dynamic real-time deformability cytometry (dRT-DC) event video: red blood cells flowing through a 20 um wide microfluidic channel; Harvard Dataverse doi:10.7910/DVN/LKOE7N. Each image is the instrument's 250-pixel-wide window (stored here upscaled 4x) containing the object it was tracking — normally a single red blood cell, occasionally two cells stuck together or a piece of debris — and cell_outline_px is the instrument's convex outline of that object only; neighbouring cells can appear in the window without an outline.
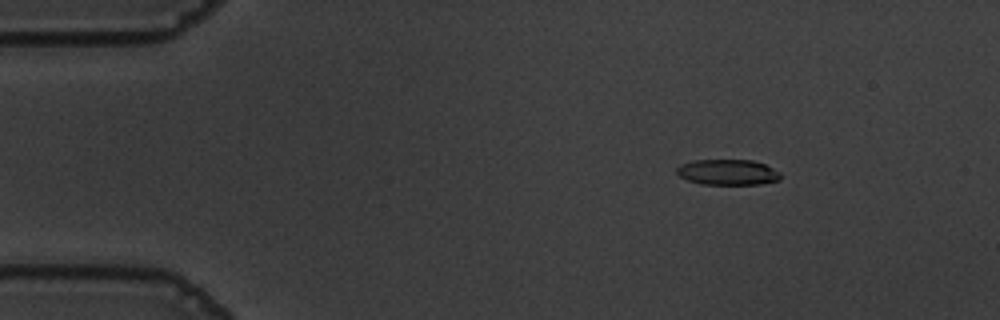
{"species": "common noctule bat (a hibernating species)", "species_latin": "Nyctalus noctula", "temperature_condition": "warm", "stored_images_in_passage": 56, "camera_frame_rate_fps": 3000, "um_per_image_px": 0.085, "animal": {"sex": "male", "body_mass_g": 19.5, "forearm_length_mm": 54.6}, "frame": {"image": 1, "passage_image": 8, "time_ms": 2.333, "image_size_px": [1000, 320], "cell_outline_px": [[780, 180], [760, 184], [700, 184], [688, 180], [680, 176], [676, 172], [676, 168], [680, 164], [692, 160], [752, 160], [764, 164], [780, 172]], "centroid_in_image_um": [61.84, 14.63], "position_along_channel_um": 23.2, "area_um2": 15.49}}
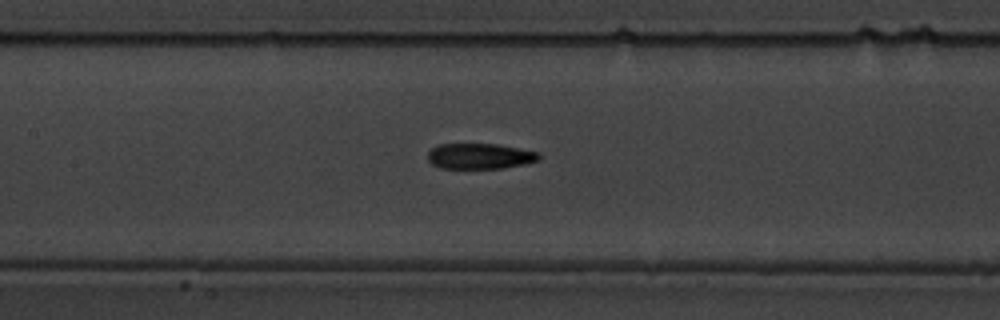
{"frame": {"image": 2, "passage_image": 26, "time_ms": 8.333, "image_size_px": [1000, 320], "cell_outline_px": [[540, 160], [524, 164], [504, 168], [440, 168], [432, 164], [428, 160], [428, 152], [432, 148], [440, 144], [496, 144], [536, 152], [540, 156]], "centroid_in_image_um": [40.76, 13.28], "position_along_channel_um": 166.6, "area_um2": 16.42}}
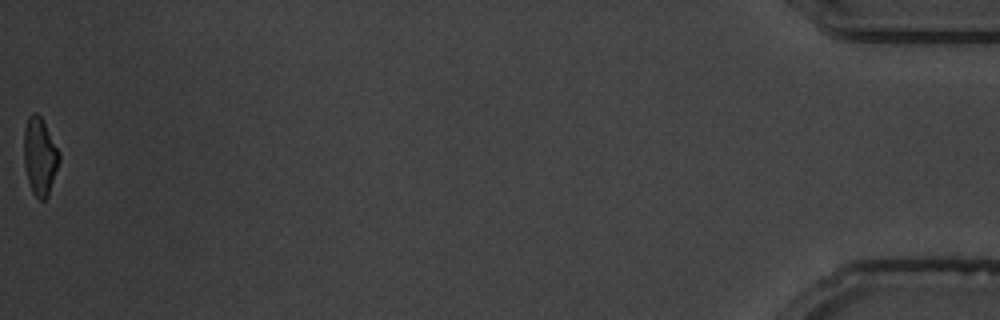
{"frame": {"image": 3, "passage_image": 56, "time_ms": 18.333, "image_size_px": [1000, 320], "cell_outline_px": [[60, 160], [48, 196], [44, 200], [40, 200], [32, 192], [28, 180], [24, 164], [24, 128], [28, 116], [32, 112], [36, 112], [40, 116], [60, 152]], "centroid_in_image_um": [3.38, 13.28], "position_along_channel_um": 431.8, "area_um2": 15.9}, "authors_computed_cell_mechanics": {"area_um2": 16.8198, "velocity_mm_per_s": 3.6419, "shape_relaxation_time_tau1_ms": 4.2684, "shape_relaxation_time_tau2_ms": 2.8751, "deformation_change_tau1": 0.1818, "deformation_change_tau2": 0.0903}}